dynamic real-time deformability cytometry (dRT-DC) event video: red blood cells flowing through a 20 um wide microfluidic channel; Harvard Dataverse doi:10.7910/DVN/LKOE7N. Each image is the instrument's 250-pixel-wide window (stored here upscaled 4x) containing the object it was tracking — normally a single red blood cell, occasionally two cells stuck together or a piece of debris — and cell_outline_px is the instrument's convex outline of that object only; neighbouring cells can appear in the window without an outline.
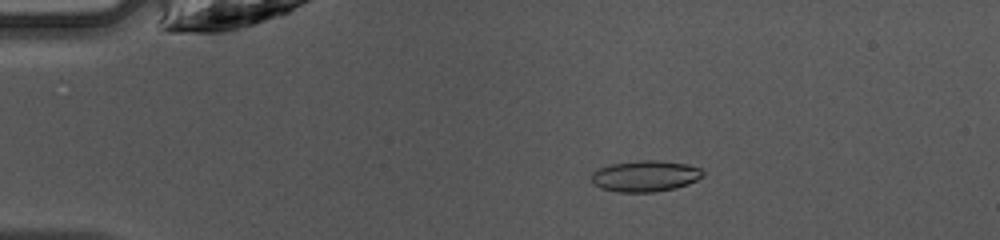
{"species": "common noctule bat (a hibernating species)", "species_latin": "Nyctalus noctula", "temperature_condition": "warm", "stored_images_in_passage": 47, "camera_frame_rate_fps": 3000, "um_per_image_px": 0.085, "animal": {"sex": "female", "body_mass_g": 10.0, "forearm_length_mm": 53.1}, "frame": {"image": 1, "passage_image": 9, "time_ms": 2.667, "image_size_px": [1000, 240], "cell_outline_px": [[704, 176], [688, 184], [676, 188], [656, 192], [616, 192], [600, 188], [592, 184], [592, 172], [600, 168], [612, 164], [640, 160], [656, 160], [688, 164], [700, 168], [704, 172]], "centroid_in_image_um": [54.85, 14.97], "position_along_channel_um": 30.1, "area_um2": 20.35}}
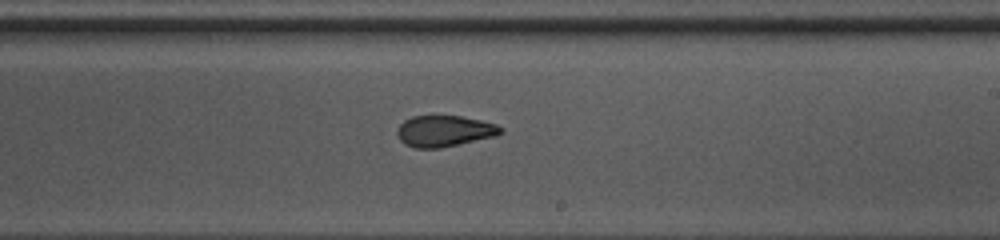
{"frame": {"image": 2, "passage_image": 28, "time_ms": 9.0, "image_size_px": [1000, 240], "cell_outline_px": [[504, 132], [496, 136], [440, 148], [416, 148], [404, 144], [400, 140], [396, 132], [400, 124], [404, 120], [412, 116], [460, 116], [480, 120], [496, 124], [504, 128]], "centroid_in_image_um": [37.78, 11.14], "position_along_channel_um": 251.2, "area_um2": 18.84}}
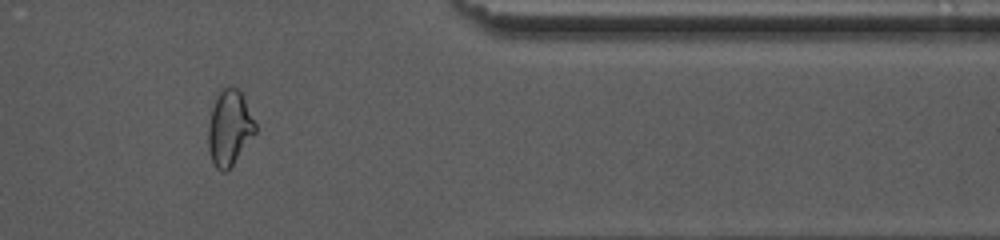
{"frame": {"image": 3, "passage_image": 39, "time_ms": 12.667, "image_size_px": [1000, 240], "cell_outline_px": [[256, 132], [232, 164], [224, 172], [216, 168], [212, 160], [208, 148], [208, 124], [212, 108], [216, 96], [224, 88], [236, 88], [240, 92], [256, 124]], "centroid_in_image_um": [19.48, 10.88], "position_along_channel_um": 391.9, "area_um2": 20.06}, "authors_computed_cell_mechanics": {"area_um2": 19.5364, "velocity_mm_per_s": 4.2794, "shape_relaxation_time_tau1_ms": 5.6302, "shape_relaxation_time_tau2_ms": 1.5075, "deformation_change_tau1": 0.186, "deformation_change_tau2": 0.0849}}